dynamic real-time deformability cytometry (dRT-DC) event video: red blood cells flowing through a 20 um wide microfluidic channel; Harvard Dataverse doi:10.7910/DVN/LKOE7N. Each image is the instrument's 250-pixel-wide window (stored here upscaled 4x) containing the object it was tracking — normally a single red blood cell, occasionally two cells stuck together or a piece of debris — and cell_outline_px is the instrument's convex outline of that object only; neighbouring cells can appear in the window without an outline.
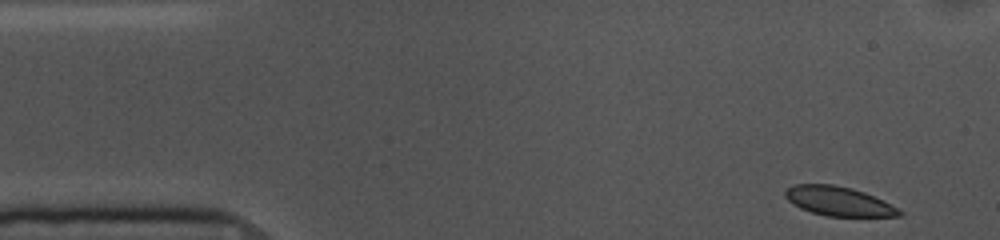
{"species": "common noctule bat (a hibernating species)", "species_latin": "Nyctalus noctula", "temperature_condition": "cold", "stored_images_in_passage": 52, "camera_frame_rate_fps": 3000, "um_per_image_px": 0.085, "animal": {"sex": "female", "body_mass_g": 10.0, "forearm_length_mm": 53.1}, "frame": {"image": 1, "passage_image": 1, "time_ms": 0.0, "image_size_px": [1000, 240], "cell_outline_px": [[904, 212], [900, 216], [824, 216], [800, 208], [792, 204], [784, 196], [784, 192], [788, 188], [796, 184], [832, 184], [852, 188], [864, 192], [884, 200]], "centroid_in_image_um": [71.28, 17.1], "position_along_channel_um": 13.7, "area_um2": 19.48}}
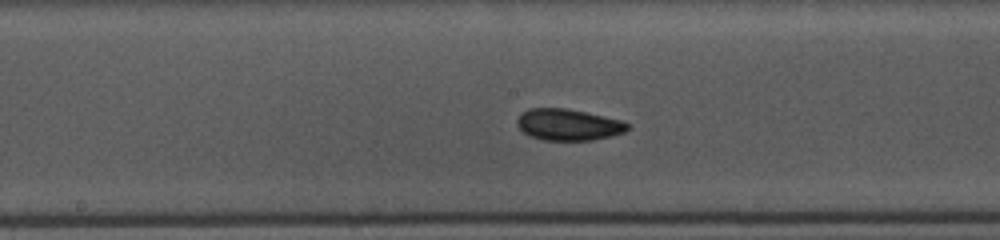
{"frame": {"image": 2, "passage_image": 24, "time_ms": 7.667, "image_size_px": [1000, 240], "cell_outline_px": [[628, 128], [624, 132], [612, 136], [592, 140], [544, 140], [528, 136], [516, 124], [516, 120], [528, 108], [564, 108], [624, 120], [628, 124]], "centroid_in_image_um": [48.31, 10.6], "position_along_channel_um": 199.9, "area_um2": 20.17}}
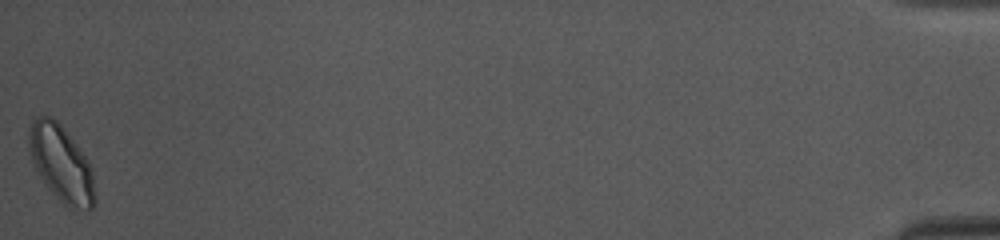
{"frame": {"image": 3, "passage_image": 52, "time_ms": 17.0, "image_size_px": [1000, 240], "cell_outline_px": [[96, 200], [92, 208], [88, 212], [68, 208], [48, 188], [40, 176], [32, 160], [28, 144], [28, 132], [32, 120], [36, 116], [48, 116], [56, 120], [60, 124], [88, 160], [92, 172]], "centroid_in_image_um": [5.22, 13.94], "position_along_channel_um": 430.0, "area_um2": 29.19}, "authors_computed_cell_mechanics": {"area_um2": 20.2011, "velocity_mm_per_s": 3.5743, "shape_relaxation_time_tau1_ms": 3.1812, "shape_relaxation_time_tau2_ms": 1.4823, "deformation_change_tau1": 0.0816, "deformation_change_tau2": 0.0615}}